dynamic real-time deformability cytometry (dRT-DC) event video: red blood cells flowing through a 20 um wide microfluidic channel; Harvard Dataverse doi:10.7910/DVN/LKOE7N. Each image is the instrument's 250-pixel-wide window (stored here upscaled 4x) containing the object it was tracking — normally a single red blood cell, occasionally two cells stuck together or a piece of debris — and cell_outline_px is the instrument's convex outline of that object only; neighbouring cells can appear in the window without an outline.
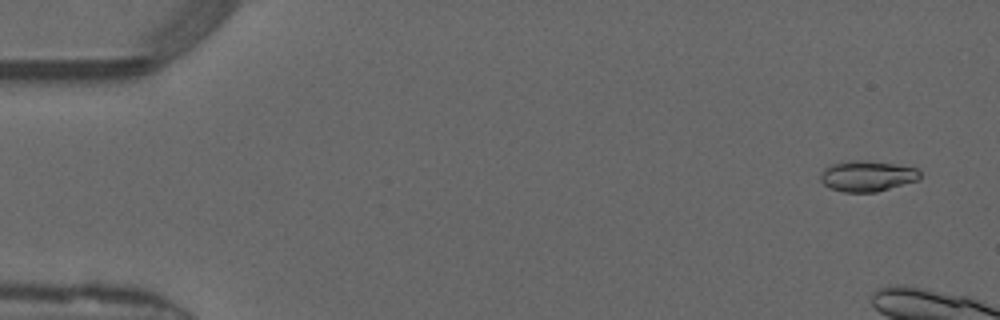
{"species": "common noctule bat (a hibernating species)", "species_latin": "Nyctalus noctula", "temperature_condition": "warm", "stored_images_in_passage": 9, "camera_frame_rate_fps": 3000, "um_per_image_px": 0.085, "animal": {"sex": "male", "forearm_length_mm": 52.5}, "frame": {"image": 1, "passage_image": 3, "time_ms": 0.667, "image_size_px": [1000, 320], "cell_outline_px": [[920, 176], [916, 180], [876, 192], [844, 192], [828, 188], [820, 180], [820, 176], [824, 168], [828, 164], [852, 160], [868, 160], [916, 168], [920, 172]], "centroid_in_image_um": [73.64, 14.96], "position_along_channel_um": 11.4, "area_um2": 17.74}}